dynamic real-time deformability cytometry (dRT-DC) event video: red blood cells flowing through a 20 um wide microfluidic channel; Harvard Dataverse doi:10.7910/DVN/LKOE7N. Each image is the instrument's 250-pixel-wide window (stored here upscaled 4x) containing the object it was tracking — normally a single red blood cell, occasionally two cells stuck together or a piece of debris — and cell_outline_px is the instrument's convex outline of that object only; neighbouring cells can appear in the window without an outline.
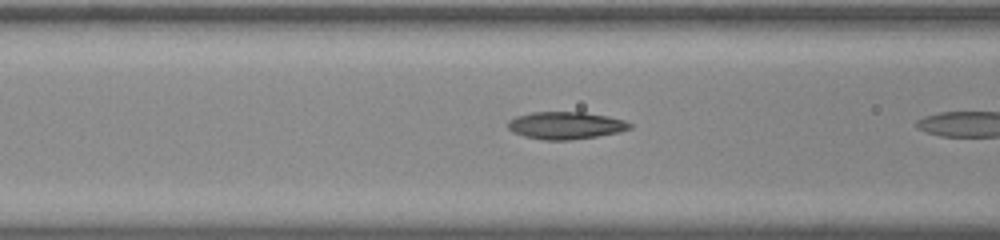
{"species": "common noctule bat (a hibernating species)", "species_latin": "Nyctalus noctula", "temperature_condition": "room temperature", "stored_images_in_passage": 6, "camera_frame_rate_fps": 3000, "um_per_image_px": 0.085, "animal": {"sex": "male", "body_mass_g": 20.0, "forearm_length_mm": 53.3}, "frame": {"image": 1, "passage_image": 5, "time_ms": 1.333, "image_size_px": [1000, 240], "cell_outline_px": [[632, 128], [620, 132], [596, 136], [568, 140], [544, 140], [524, 136], [512, 132], [508, 128], [508, 120], [516, 116], [532, 112], [584, 112], [608, 116], [624, 120], [632, 124]], "centroid_in_image_um": [48.08, 10.66], "position_along_channel_um": 118.5, "area_um2": 19.48}}